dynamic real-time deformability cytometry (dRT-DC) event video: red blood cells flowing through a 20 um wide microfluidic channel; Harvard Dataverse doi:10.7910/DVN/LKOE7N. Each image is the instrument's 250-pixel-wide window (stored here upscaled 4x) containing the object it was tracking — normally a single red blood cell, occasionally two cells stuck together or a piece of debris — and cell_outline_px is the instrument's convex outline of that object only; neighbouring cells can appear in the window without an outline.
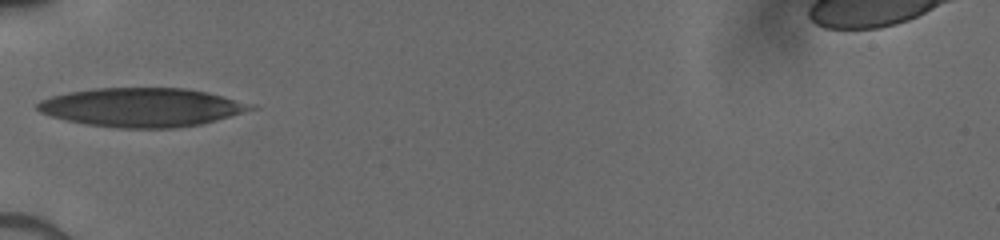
{"species": "human", "species_latin": "Homo sapiens", "temperature_condition": "cold", "stored_images_in_passage": 29, "camera_frame_rate_fps": 3000, "um_per_image_px": 0.085, "donor": {"sex": "male"}, "frame": {"image": 1, "passage_image": 1, "time_ms": 0.0, "image_size_px": [1000, 240], "cell_outline_px": [[260, 108], [200, 124], [176, 128], [116, 128], [88, 124], [68, 120], [52, 116], [40, 112], [36, 108], [36, 104], [40, 100], [52, 96], [68, 92], [92, 88], [184, 88], [208, 92], [256, 104]], "centroid_in_image_um": [12.1, 9.11], "position_along_channel_um": 72.9, "area_um2": 48.38}}
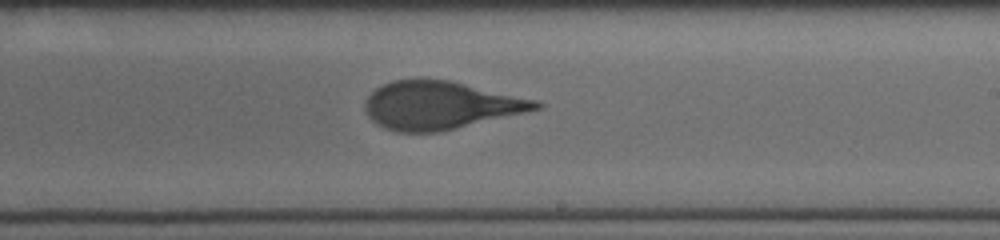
{"frame": {"image": 2, "passage_image": 13, "time_ms": 4.333, "image_size_px": [1000, 240], "cell_outline_px": [[544, 104], [540, 108], [440, 132], [400, 132], [384, 128], [376, 124], [368, 116], [364, 108], [364, 104], [368, 96], [376, 88], [392, 80], [452, 80], [540, 100]], "centroid_in_image_um": [37.43, 8.95], "position_along_channel_um": 251.6, "area_um2": 47.63}}
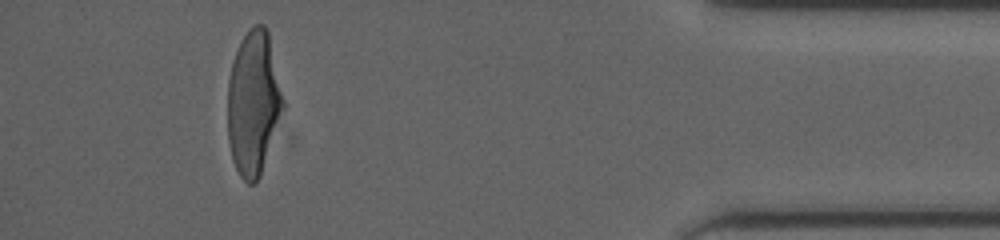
{"frame": {"image": 3, "passage_image": 26, "time_ms": 9.333, "image_size_px": [1000, 240], "cell_outline_px": [[288, 104], [260, 176], [256, 184], [248, 184], [240, 176], [232, 160], [228, 140], [228, 80], [232, 60], [240, 40], [248, 28], [256, 24], [264, 24], [268, 32]], "centroid_in_image_um": [21.6, 8.75], "position_along_channel_um": 413.6, "area_um2": 48.21}}